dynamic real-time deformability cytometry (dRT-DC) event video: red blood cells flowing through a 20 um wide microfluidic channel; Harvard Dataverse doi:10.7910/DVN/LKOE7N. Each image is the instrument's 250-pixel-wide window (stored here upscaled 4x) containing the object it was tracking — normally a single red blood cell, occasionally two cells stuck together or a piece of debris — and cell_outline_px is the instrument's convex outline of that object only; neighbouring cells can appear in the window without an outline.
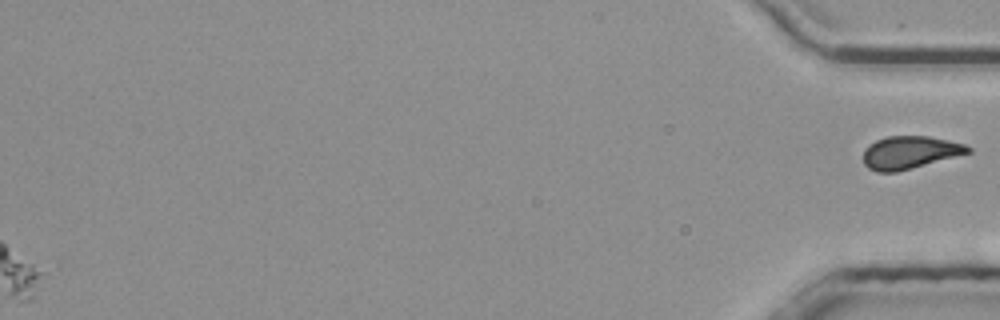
{"species": "common noctule bat (a hibernating species)", "species_latin": "Nyctalus noctula", "temperature_condition": "room temperature", "stored_images_in_passage": 44, "segment_of_instrument_passage": [2, 2], "camera_frame_rate_fps": 3000, "um_per_image_px": 0.085, "animal": {"sex": "male", "body_mass_g": 20.4}, "frame": {"image": 1, "passage_image": 44, "time_ms": 14.333, "image_size_px": [1000, 320], "cell_outline_px": [[972, 152], [896, 172], [876, 172], [868, 168], [864, 164], [864, 148], [868, 144], [876, 140], [888, 136], [928, 136], [964, 144], [972, 148]], "centroid_in_image_um": [77.31, 12.96], "position_along_channel_um": 357.9, "area_um2": 19.88}}